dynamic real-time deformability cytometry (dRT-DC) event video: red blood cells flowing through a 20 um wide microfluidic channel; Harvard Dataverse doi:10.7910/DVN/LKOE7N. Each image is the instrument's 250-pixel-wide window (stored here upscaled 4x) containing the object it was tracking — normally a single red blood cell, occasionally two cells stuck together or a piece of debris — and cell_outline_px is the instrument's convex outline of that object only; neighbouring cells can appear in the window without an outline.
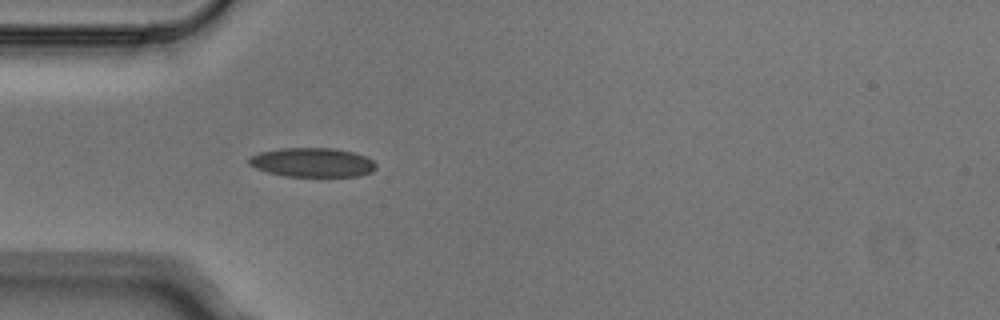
{"species": "Egyptian fruit bat (a non-hibernating species)", "species_latin": "Rousettus aegyptiacus", "temperature_condition": "cold", "stored_images_in_passage": 5, "camera_frame_rate_fps": 3000, "um_per_image_px": 0.085, "animal": {"sex": "male"}, "frame": {"image": 1, "passage_image": 5, "time_ms": 1.333, "image_size_px": [1000, 320], "cell_outline_px": [[376, 168], [372, 172], [360, 176], [284, 176], [268, 172], [256, 168], [248, 164], [248, 156], [260, 152], [280, 148], [332, 148], [352, 152], [364, 156], [372, 160], [376, 164]], "centroid_in_image_um": [26.53, 13.8], "position_along_channel_um": 58.5, "area_um2": 21.62}}